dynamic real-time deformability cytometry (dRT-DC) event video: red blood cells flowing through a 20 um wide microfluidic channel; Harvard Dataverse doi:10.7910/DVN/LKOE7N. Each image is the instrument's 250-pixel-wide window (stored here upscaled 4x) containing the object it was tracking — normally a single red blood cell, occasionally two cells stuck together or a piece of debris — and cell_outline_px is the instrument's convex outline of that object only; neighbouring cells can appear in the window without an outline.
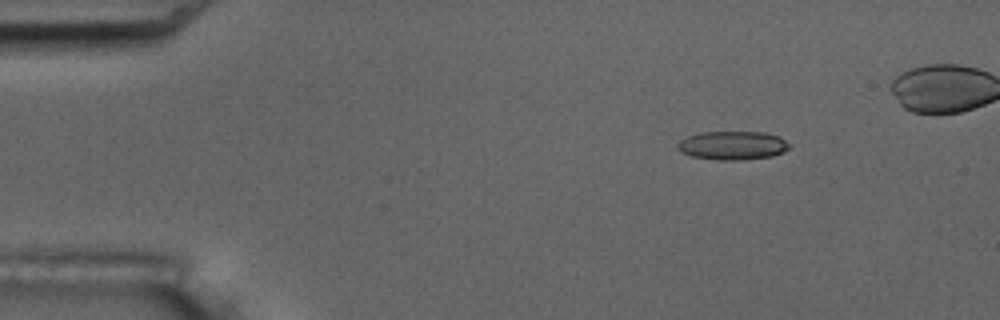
{"species": "common noctule bat (a hibernating species)", "species_latin": "Nyctalus noctula", "temperature_condition": "room temperature", "stored_images_in_passage": 6, "camera_frame_rate_fps": 3000, "um_per_image_px": 0.085, "animal": {"sex": "male", "body_mass_g": 17.5, "forearm_length_mm": 52.3}, "frame": {"image": 1, "passage_image": 2, "time_ms": 1.333, "image_size_px": [1000, 320], "cell_outline_px": [[792, 148], [784, 152], [772, 156], [740, 160], [716, 160], [692, 156], [680, 152], [676, 148], [676, 144], [680, 140], [688, 136], [700, 132], [764, 132], [780, 136], [792, 144]], "centroid_in_image_um": [62.3, 12.36], "position_along_channel_um": 22.7, "area_um2": 19.02}}